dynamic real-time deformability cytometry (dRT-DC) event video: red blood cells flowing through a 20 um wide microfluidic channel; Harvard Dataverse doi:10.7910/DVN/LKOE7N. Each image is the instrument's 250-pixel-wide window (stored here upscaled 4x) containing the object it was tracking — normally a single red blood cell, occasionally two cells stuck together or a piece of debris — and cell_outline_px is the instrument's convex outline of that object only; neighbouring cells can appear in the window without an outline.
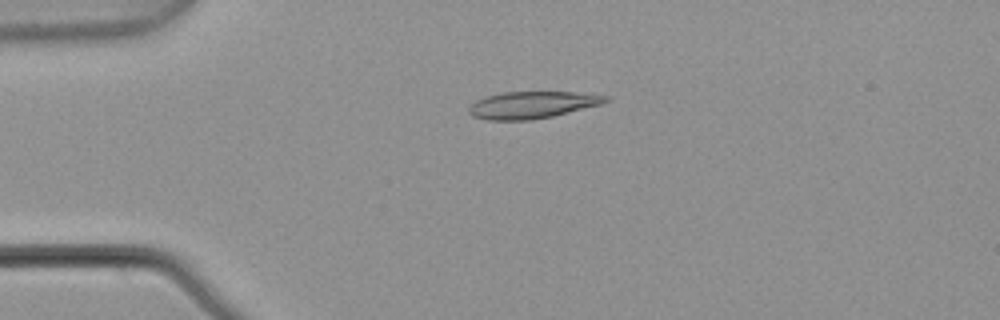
{"species": "common noctule bat (a hibernating species)", "species_latin": "Nyctalus noctula", "temperature_condition": "warm", "stored_images_in_passage": 5, "camera_frame_rate_fps": 3000, "um_per_image_px": 0.085, "animal": {"sex": "male", "body_mass_g": 21.5, "forearm_length_mm": 52.0}, "frame": {"image": 1, "passage_image": 1, "time_ms": 0.0, "image_size_px": [1000, 320], "cell_outline_px": [[612, 96], [608, 100], [600, 104], [552, 116], [532, 120], [488, 120], [472, 116], [468, 112], [468, 108], [476, 100], [500, 92], [572, 92]], "centroid_in_image_um": [45.2, 8.91], "position_along_channel_um": 39.8, "area_um2": 21.33}}
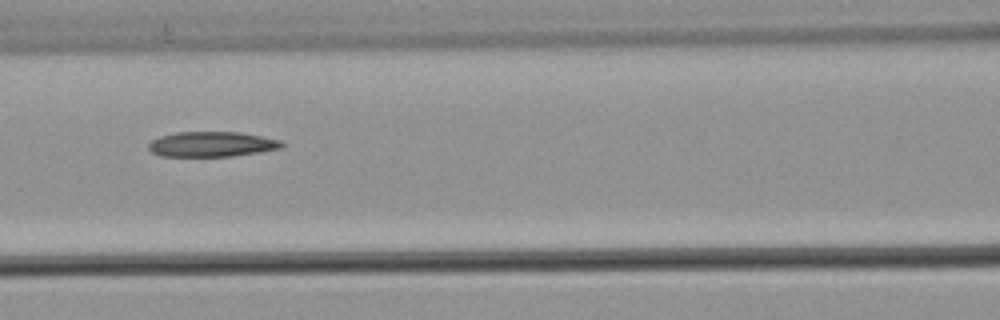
{"frame": {"image": 2, "passage_image": 4, "time_ms": 1.0, "image_size_px": [1000, 320], "cell_outline_px": [[284, 148], [260, 152], [232, 156], [160, 156], [152, 152], [148, 148], [148, 144], [152, 140], [160, 136], [176, 132], [240, 132], [280, 140], [284, 144]], "centroid_in_image_um": [18.01, 12.26], "position_along_channel_um": 148.6, "area_um2": 19.54}}
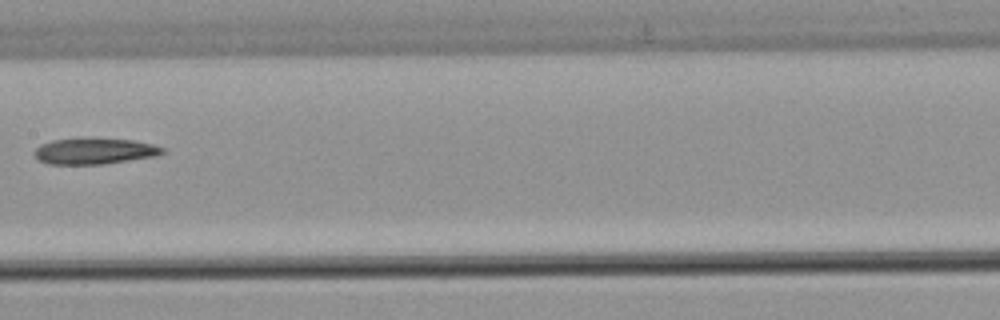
{"frame": {"image": 3, "passage_image": 5, "time_ms": 1.333, "image_size_px": [1000, 320], "cell_outline_px": [[164, 152], [156, 156], [104, 164], [48, 164], [40, 160], [32, 152], [40, 144], [52, 140], [80, 136], [92, 136], [132, 140], [152, 144], [164, 148]], "centroid_in_image_um": [7.99, 12.8], "position_along_channel_um": 199.4, "area_um2": 20.11}}